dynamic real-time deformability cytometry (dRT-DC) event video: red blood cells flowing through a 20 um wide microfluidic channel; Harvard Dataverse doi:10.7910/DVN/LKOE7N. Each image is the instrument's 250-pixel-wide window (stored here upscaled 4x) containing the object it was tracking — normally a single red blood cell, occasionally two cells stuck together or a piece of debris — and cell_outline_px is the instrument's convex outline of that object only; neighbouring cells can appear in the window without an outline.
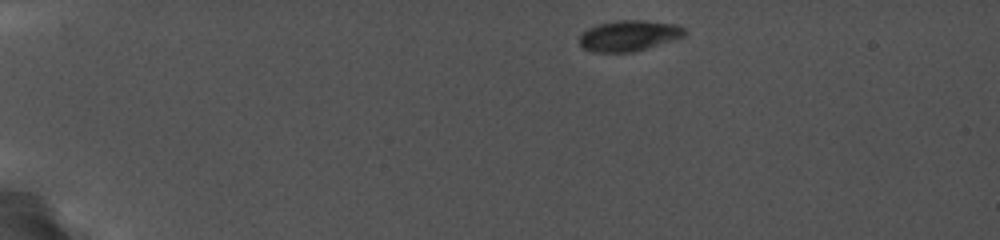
{"species": "common noctule bat (a hibernating species)", "species_latin": "Nyctalus noctula", "temperature_condition": "cold", "stored_images_in_passage": 32, "camera_frame_rate_fps": 5000, "um_per_image_px": 0.085, "animal": {"sex": "female", "body_mass_g": 19.0, "forearm_length_mm": 56.7}, "frame": {"image": 1, "passage_image": 1, "time_ms": 0.0, "image_size_px": [1000, 240], "cell_outline_px": [[688, 32], [684, 36], [676, 40], [632, 52], [592, 52], [584, 48], [580, 44], [580, 32], [588, 28], [600, 24], [616, 20], [644, 20], [676, 24], [684, 28]], "centroid_in_image_um": [53.48, 3.03], "position_along_channel_um": 31.5, "area_um2": 19.02}}
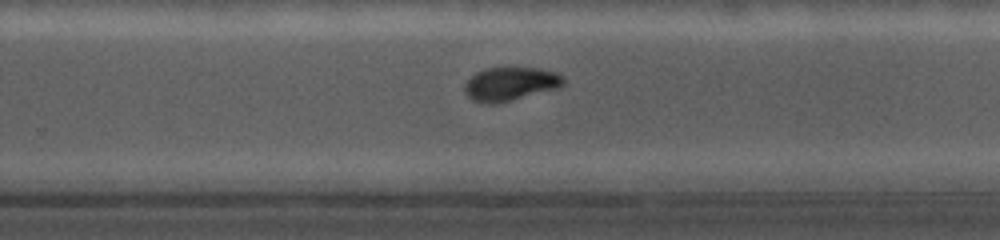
{"frame": {"image": 2, "passage_image": 23, "time_ms": 9.2, "image_size_px": [1000, 240], "cell_outline_px": [[564, 84], [560, 88], [496, 104], [472, 100], [464, 92], [464, 84], [476, 72], [488, 68], [540, 68], [556, 72], [564, 76]], "centroid_in_image_um": [43.42, 7.13], "position_along_channel_um": 286.4, "area_um2": 19.36}}
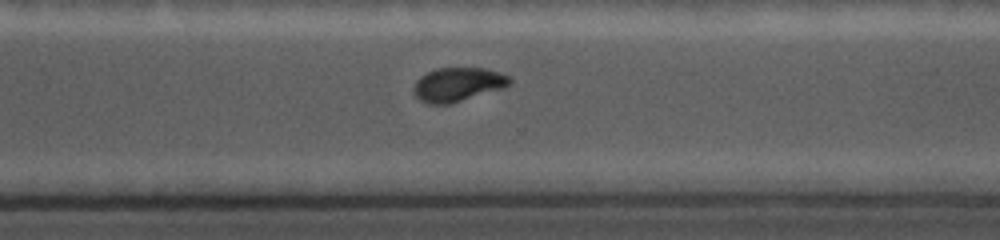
{"frame": {"image": 3, "passage_image": 26, "time_ms": 10.4, "image_size_px": [1000, 240], "cell_outline_px": [[512, 84], [504, 88], [448, 104], [428, 104], [420, 100], [412, 92], [412, 88], [416, 80], [420, 76], [436, 68], [488, 68], [500, 72], [508, 76], [512, 80]], "centroid_in_image_um": [38.91, 7.17], "position_along_channel_um": 331.7, "area_um2": 19.13}}